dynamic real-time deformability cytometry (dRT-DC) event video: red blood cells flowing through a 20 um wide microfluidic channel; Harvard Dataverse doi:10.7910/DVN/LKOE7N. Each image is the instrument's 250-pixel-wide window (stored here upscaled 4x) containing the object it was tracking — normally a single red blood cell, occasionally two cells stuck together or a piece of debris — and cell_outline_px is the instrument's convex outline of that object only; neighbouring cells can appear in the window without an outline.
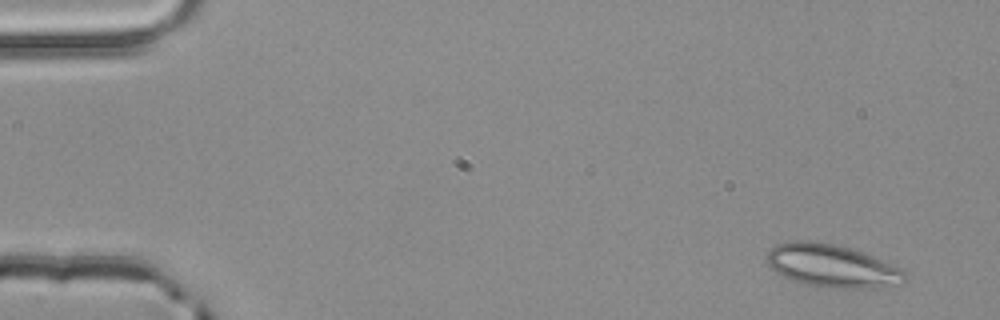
{"species": "common noctule bat (a hibernating species)", "species_latin": "Nyctalus noctula", "temperature_condition": "room temperature", "stored_images_in_passage": 5, "camera_frame_rate_fps": 3000, "um_per_image_px": 0.085, "animal": {"sex": "male", "body_mass_g": 20.4}, "frame": {"image": 1, "passage_image": 1, "time_ms": 0.0, "image_size_px": [1000, 320], "cell_outline_px": [[904, 284], [872, 288], [836, 288], [804, 284], [792, 280], [776, 272], [764, 260], [768, 252], [776, 244], [792, 240], [808, 240], [832, 244], [848, 248], [896, 264], [904, 272]], "centroid_in_image_um": [70.71, 22.6], "position_along_channel_um": 14.3, "area_um2": 34.45}}
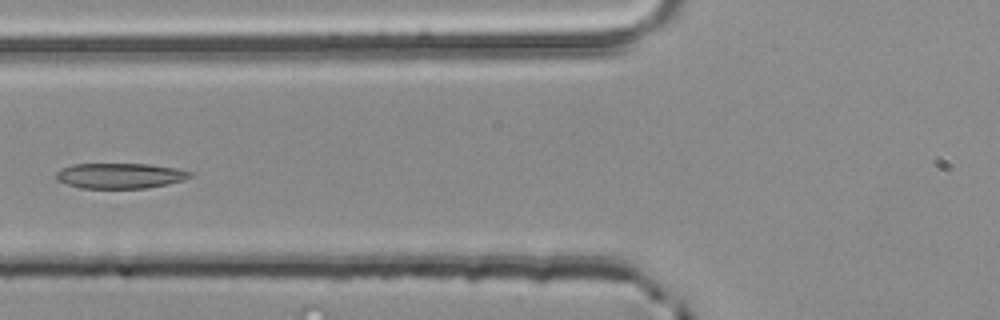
{"frame": {"image": 2, "passage_image": 5, "time_ms": 1.333, "image_size_px": [1000, 320], "cell_outline_px": [[192, 176], [168, 184], [144, 188], [80, 188], [56, 180], [56, 172], [60, 168], [72, 164], [148, 164], [176, 168], [192, 172]], "centroid_in_image_um": [10.16, 14.93], "position_along_channel_um": 115.6, "area_um2": 19.71}}